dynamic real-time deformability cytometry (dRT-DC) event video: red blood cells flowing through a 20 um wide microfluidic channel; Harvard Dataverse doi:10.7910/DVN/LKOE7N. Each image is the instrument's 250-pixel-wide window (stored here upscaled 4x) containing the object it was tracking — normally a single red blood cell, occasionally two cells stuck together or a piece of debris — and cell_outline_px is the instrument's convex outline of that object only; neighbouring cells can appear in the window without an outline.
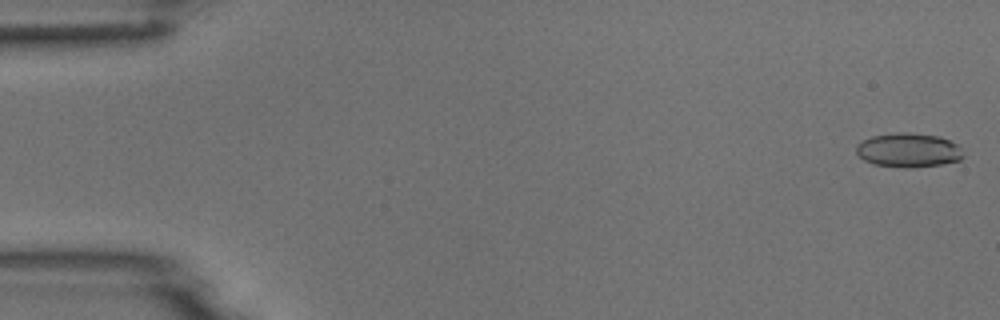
{"species": "common noctule bat (a hibernating species)", "species_latin": "Nyctalus noctula", "temperature_condition": "room temperature", "stored_images_in_passage": 51, "camera_frame_rate_fps": 3000, "um_per_image_px": 0.085, "animal": {"sex": "male", "body_mass_g": 18.8}, "frame": {"image": 1, "passage_image": 1, "time_ms": 0.0, "image_size_px": [1000, 320], "cell_outline_px": [[964, 156], [960, 160], [940, 164], [908, 168], [904, 168], [872, 164], [864, 160], [856, 152], [856, 144], [872, 136], [896, 132], [908, 132], [940, 136], [956, 144], [960, 148]], "centroid_in_image_um": [77.2, 12.76], "position_along_channel_um": 7.8, "area_um2": 21.33}}
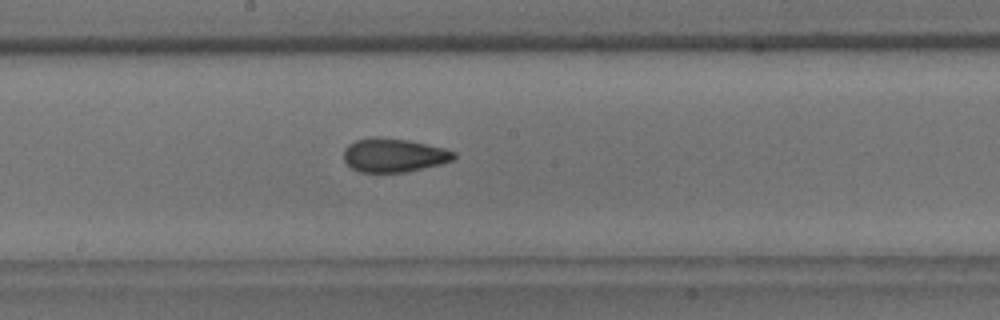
{"frame": {"image": 2, "passage_image": 27, "time_ms": 8.667, "image_size_px": [1000, 320], "cell_outline_px": [[456, 156], [452, 160], [440, 164], [408, 172], [360, 172], [352, 168], [344, 160], [344, 148], [348, 144], [356, 140], [372, 136], [376, 136], [408, 140], [444, 148], [456, 152]], "centroid_in_image_um": [33.46, 13.18], "position_along_channel_um": 214.7, "area_um2": 21.73}}
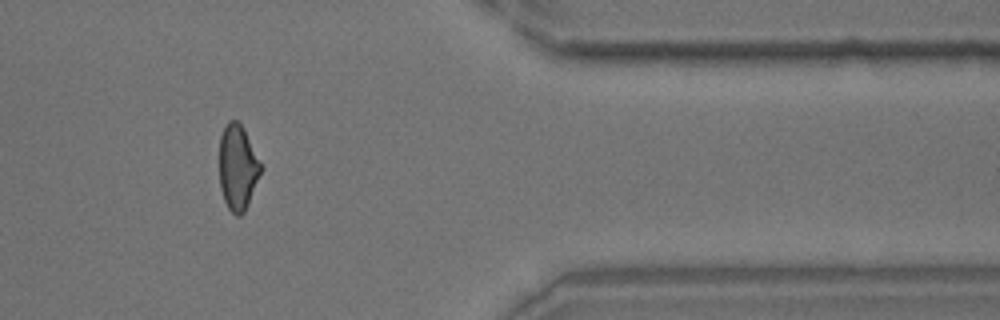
{"frame": {"image": 3, "passage_image": 42, "time_ms": 13.667, "image_size_px": [1000, 320], "cell_outline_px": [[264, 168], [248, 204], [244, 212], [240, 216], [236, 216], [228, 208], [224, 200], [220, 188], [220, 136], [224, 124], [228, 120], [236, 120], [244, 128]], "centroid_in_image_um": [20.22, 14.22], "position_along_channel_um": 391.2, "area_um2": 20.92}}